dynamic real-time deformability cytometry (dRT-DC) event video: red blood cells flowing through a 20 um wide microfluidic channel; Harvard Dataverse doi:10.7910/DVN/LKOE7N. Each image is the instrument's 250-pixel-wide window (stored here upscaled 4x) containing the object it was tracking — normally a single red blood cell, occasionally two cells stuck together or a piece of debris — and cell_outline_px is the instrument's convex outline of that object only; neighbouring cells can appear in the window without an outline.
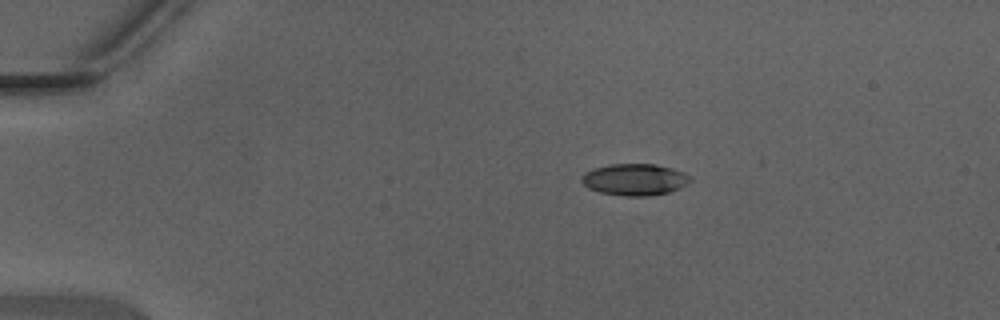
{"species": "Egyptian fruit bat (a non-hibernating species)", "species_latin": "Rousettus aegyptiacus", "temperature_condition": "warm", "stored_images_in_passage": 8, "camera_frame_rate_fps": 3000, "um_per_image_px": 0.085, "animal": {"sex": "male"}, "frame": {"image": 1, "passage_image": 1, "time_ms": 0.0, "image_size_px": [1000, 320], "cell_outline_px": [[692, 180], [680, 188], [668, 192], [648, 196], [624, 196], [600, 192], [588, 188], [580, 180], [580, 176], [584, 172], [596, 168], [612, 164], [656, 164], [672, 168], [684, 172]], "centroid_in_image_um": [53.93, 15.26], "position_along_channel_um": 31.1, "area_um2": 20.0}}